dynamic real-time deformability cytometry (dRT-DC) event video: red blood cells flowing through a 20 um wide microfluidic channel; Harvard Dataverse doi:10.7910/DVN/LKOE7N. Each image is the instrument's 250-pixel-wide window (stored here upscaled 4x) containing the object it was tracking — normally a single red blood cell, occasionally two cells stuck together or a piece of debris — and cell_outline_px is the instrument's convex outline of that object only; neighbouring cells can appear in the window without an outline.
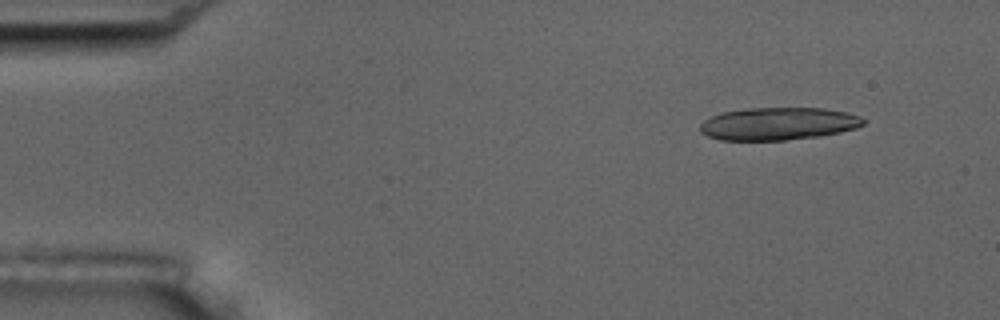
{"species": "common noctule bat (a hibernating species)", "species_latin": "Nyctalus noctula", "temperature_condition": "room temperature", "stored_images_in_passage": 10, "camera_frame_rate_fps": 3000, "um_per_image_px": 0.085, "animal": {"sex": "male", "body_mass_g": 17.5, "forearm_length_mm": 52.3}, "frame": {"image": 1, "passage_image": 2, "time_ms": 1.333, "image_size_px": [1000, 320], "cell_outline_px": [[864, 124], [856, 128], [840, 132], [820, 136], [784, 140], [720, 140], [708, 136], [700, 132], [700, 124], [704, 120], [720, 112], [748, 108], [824, 108], [844, 112], [860, 116], [864, 120]], "centroid_in_image_um": [66.13, 10.52], "position_along_channel_um": 18.9, "area_um2": 31.04}}
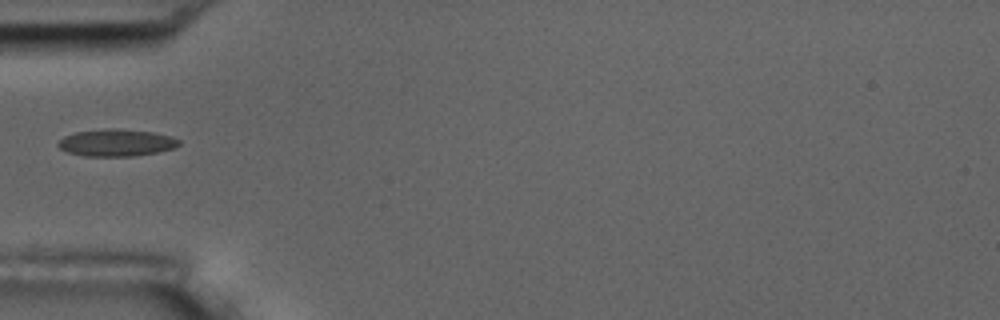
{"frame": {"image": 2, "passage_image": 5, "time_ms": 5.667, "image_size_px": [1000, 320], "cell_outline_px": [[180, 144], [172, 148], [156, 152], [132, 156], [84, 156], [68, 152], [60, 148], [56, 144], [64, 136], [76, 132], [104, 128], [116, 128], [152, 132], [172, 136], [180, 140]], "centroid_in_image_um": [9.87, 12.12], "position_along_channel_um": 75.1, "area_um2": 19.02}}
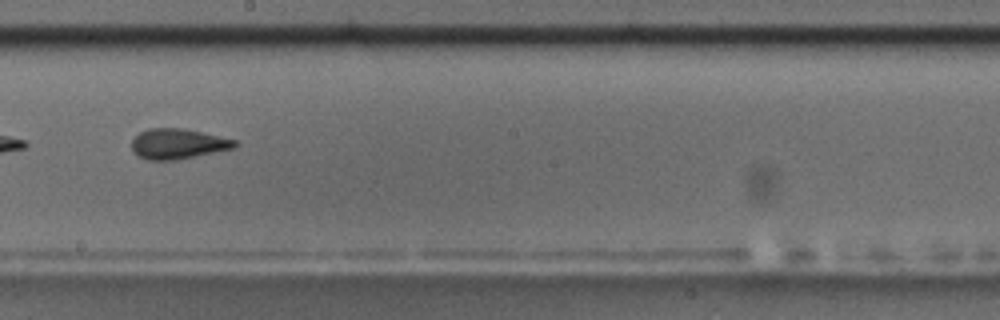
{"frame": {"image": 3, "passage_image": 9, "time_ms": 10.0, "image_size_px": [1000, 320], "cell_outline_px": [[240, 144], [236, 148], [176, 160], [148, 160], [136, 156], [132, 152], [132, 140], [140, 132], [148, 128], [184, 128], [236, 140]], "centroid_in_image_um": [15.12, 12.23], "position_along_channel_um": 233.1, "area_um2": 18.38}}